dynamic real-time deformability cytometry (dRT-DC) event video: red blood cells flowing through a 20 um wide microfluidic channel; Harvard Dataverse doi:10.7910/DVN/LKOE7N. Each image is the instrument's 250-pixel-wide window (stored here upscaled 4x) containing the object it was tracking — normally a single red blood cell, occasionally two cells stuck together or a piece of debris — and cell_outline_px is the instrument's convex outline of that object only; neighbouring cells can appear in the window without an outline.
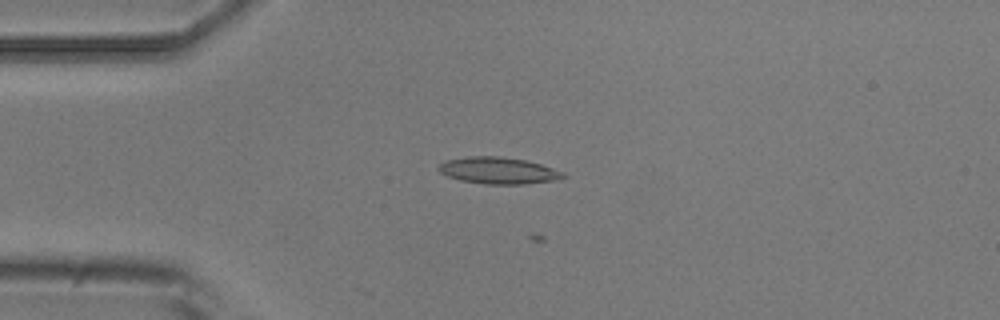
{"species": "common noctule bat (a hibernating species)", "species_latin": "Nyctalus noctula", "temperature_condition": "room temperature", "stored_images_in_passage": 5, "camera_frame_rate_fps": 3000, "um_per_image_px": 0.085, "animal": {"sex": "male", "body_mass_g": 20.5, "forearm_length_mm": 52.5}, "frame": {"image": 1, "passage_image": 4, "time_ms": 3.667, "image_size_px": [1000, 320], "cell_outline_px": [[568, 176], [560, 180], [524, 184], [484, 184], [460, 180], [448, 176], [440, 172], [436, 168], [444, 160], [468, 156], [500, 156], [524, 160], [540, 164], [564, 172]], "centroid_in_image_um": [42.37, 14.5], "position_along_channel_um": 42.6, "area_um2": 19.54}}